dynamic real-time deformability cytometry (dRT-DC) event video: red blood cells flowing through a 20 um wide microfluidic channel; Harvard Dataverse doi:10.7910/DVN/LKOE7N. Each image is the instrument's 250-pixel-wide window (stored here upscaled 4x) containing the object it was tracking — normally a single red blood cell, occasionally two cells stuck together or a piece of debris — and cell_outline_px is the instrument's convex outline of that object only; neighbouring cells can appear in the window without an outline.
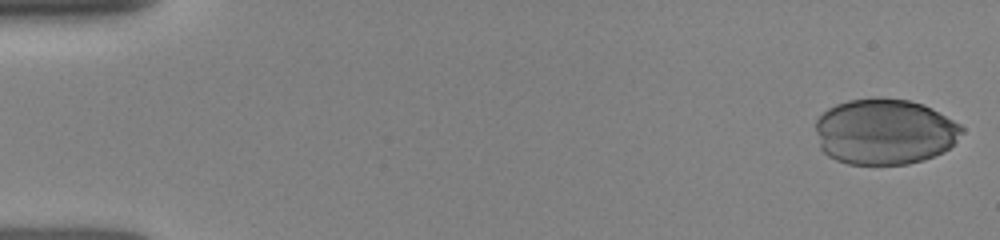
{"species": "human", "species_latin": "Homo sapiens", "temperature_condition": "room temperature", "stored_images_in_passage": 43, "camera_frame_rate_fps": 3000, "um_per_image_px": 0.085, "donor": {"sex": "female"}, "frame": {"image": 1, "passage_image": 1, "time_ms": 0.0, "image_size_px": [1000, 240], "cell_outline_px": [[964, 132], [944, 152], [924, 160], [908, 164], [848, 164], [836, 160], [828, 156], [820, 148], [816, 132], [816, 120], [828, 108], [836, 104], [848, 100], [908, 100], [924, 104], [932, 108], [960, 124], [964, 128]], "centroid_in_image_um": [75.2, 11.22], "position_along_channel_um": 9.8, "area_um2": 55.66}}